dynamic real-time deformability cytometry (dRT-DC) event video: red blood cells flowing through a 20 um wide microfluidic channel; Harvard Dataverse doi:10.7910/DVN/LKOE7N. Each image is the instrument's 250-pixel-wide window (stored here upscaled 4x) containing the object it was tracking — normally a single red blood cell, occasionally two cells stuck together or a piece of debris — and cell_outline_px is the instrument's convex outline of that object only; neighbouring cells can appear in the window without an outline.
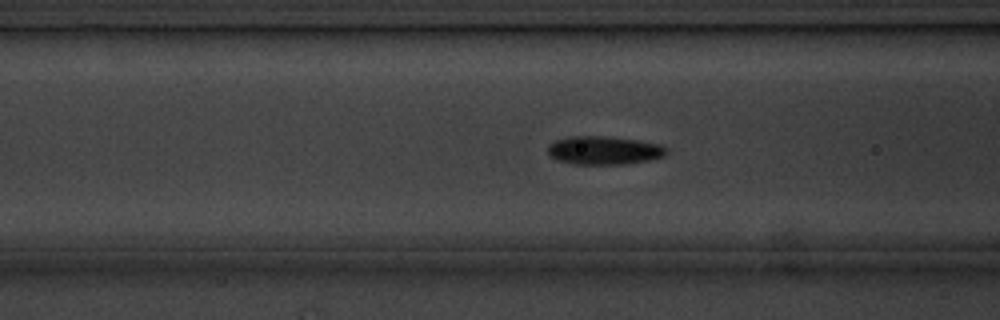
{"species": "common noctule bat (a hibernating species)", "species_latin": "Nyctalus noctula", "temperature_condition": "cold", "stored_images_in_passage": 45, "segment_of_instrument_passage": [1, 2], "camera_frame_rate_fps": 3000, "um_per_image_px": 0.085, "animal": {"sex": "male", "body_mass_g": 20.1, "forearm_length_mm": 53.5}, "frame": {"image": 1, "passage_image": 9, "time_ms": 2.667, "image_size_px": [1000, 320], "cell_outline_px": [[668, 152], [664, 156], [648, 160], [628, 164], [572, 164], [556, 160], [548, 152], [548, 144], [556, 140], [572, 136], [608, 136], [640, 140], [660, 144], [668, 148]], "centroid_in_image_um": [51.37, 12.78], "position_along_channel_um": 115.2, "area_um2": 19.83}}
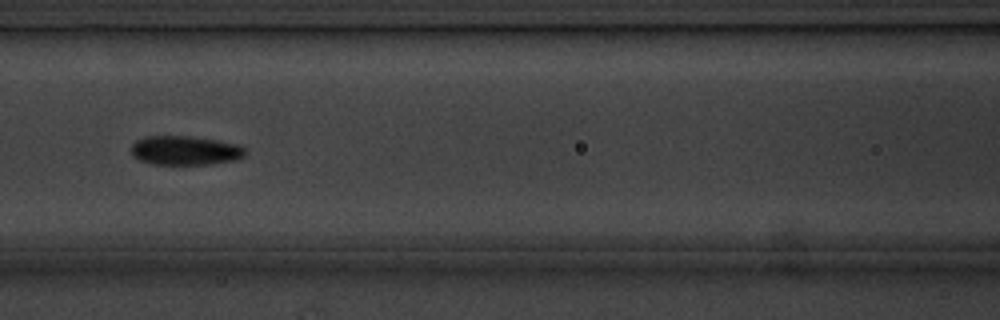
{"frame": {"image": 2, "passage_image": 12, "time_ms": 3.667, "image_size_px": [1000, 320], "cell_outline_px": [[248, 152], [244, 156], [236, 160], [212, 164], [148, 164], [132, 156], [132, 144], [136, 140], [148, 136], [192, 136], [240, 144]], "centroid_in_image_um": [15.76, 12.79], "position_along_channel_um": 150.8, "area_um2": 19.59}}
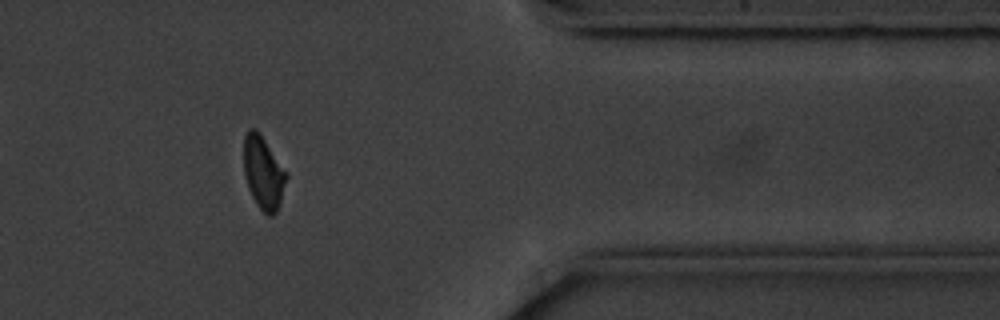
{"frame": {"image": 3, "passage_image": 34, "time_ms": 11.0, "image_size_px": [1000, 320], "cell_outline_px": [[288, 176], [276, 212], [272, 216], [268, 216], [256, 204], [248, 188], [244, 172], [244, 136], [248, 128], [256, 128], [288, 172]], "centroid_in_image_um": [22.38, 14.65], "position_along_channel_um": 389.0, "area_um2": 18.09}}